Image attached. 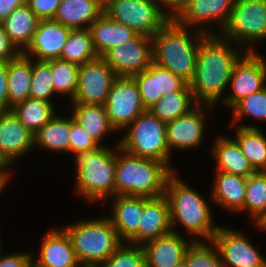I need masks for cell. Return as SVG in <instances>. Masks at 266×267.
<instances>
[{
  "mask_svg": "<svg viewBox=\"0 0 266 267\" xmlns=\"http://www.w3.org/2000/svg\"><path fill=\"white\" fill-rule=\"evenodd\" d=\"M244 52L220 34H207L200 41L195 73L189 82L197 104L214 107L223 100L234 63Z\"/></svg>",
  "mask_w": 266,
  "mask_h": 267,
  "instance_id": "obj_1",
  "label": "cell"
},
{
  "mask_svg": "<svg viewBox=\"0 0 266 267\" xmlns=\"http://www.w3.org/2000/svg\"><path fill=\"white\" fill-rule=\"evenodd\" d=\"M169 20L153 37V62L185 82L193 79L200 41L207 35Z\"/></svg>",
  "mask_w": 266,
  "mask_h": 267,
  "instance_id": "obj_2",
  "label": "cell"
},
{
  "mask_svg": "<svg viewBox=\"0 0 266 267\" xmlns=\"http://www.w3.org/2000/svg\"><path fill=\"white\" fill-rule=\"evenodd\" d=\"M115 195L156 198L164 195L174 172L166 163L131 155L115 145Z\"/></svg>",
  "mask_w": 266,
  "mask_h": 267,
  "instance_id": "obj_3",
  "label": "cell"
},
{
  "mask_svg": "<svg viewBox=\"0 0 266 267\" xmlns=\"http://www.w3.org/2000/svg\"><path fill=\"white\" fill-rule=\"evenodd\" d=\"M176 172L169 176L164 191L169 203L172 231L176 230L177 223L182 224L190 236L193 235V241H202L201 238L211 241L219 226L212 221L213 214L207 198L204 199L198 191L178 178Z\"/></svg>",
  "mask_w": 266,
  "mask_h": 267,
  "instance_id": "obj_4",
  "label": "cell"
},
{
  "mask_svg": "<svg viewBox=\"0 0 266 267\" xmlns=\"http://www.w3.org/2000/svg\"><path fill=\"white\" fill-rule=\"evenodd\" d=\"M61 228L69 236L82 267H98L124 243L109 216L78 221Z\"/></svg>",
  "mask_w": 266,
  "mask_h": 267,
  "instance_id": "obj_5",
  "label": "cell"
},
{
  "mask_svg": "<svg viewBox=\"0 0 266 267\" xmlns=\"http://www.w3.org/2000/svg\"><path fill=\"white\" fill-rule=\"evenodd\" d=\"M113 149L101 146L96 150L74 153L75 191L86 202H102L115 196V147Z\"/></svg>",
  "mask_w": 266,
  "mask_h": 267,
  "instance_id": "obj_6",
  "label": "cell"
},
{
  "mask_svg": "<svg viewBox=\"0 0 266 267\" xmlns=\"http://www.w3.org/2000/svg\"><path fill=\"white\" fill-rule=\"evenodd\" d=\"M126 128L125 135L119 140L120 148L134 156L164 162L173 171H177L169 162L172 157L169 153L165 122L145 110Z\"/></svg>",
  "mask_w": 266,
  "mask_h": 267,
  "instance_id": "obj_7",
  "label": "cell"
},
{
  "mask_svg": "<svg viewBox=\"0 0 266 267\" xmlns=\"http://www.w3.org/2000/svg\"><path fill=\"white\" fill-rule=\"evenodd\" d=\"M220 35L252 52L266 39V0H234L231 16Z\"/></svg>",
  "mask_w": 266,
  "mask_h": 267,
  "instance_id": "obj_8",
  "label": "cell"
},
{
  "mask_svg": "<svg viewBox=\"0 0 266 267\" xmlns=\"http://www.w3.org/2000/svg\"><path fill=\"white\" fill-rule=\"evenodd\" d=\"M103 13L136 34L153 37L170 19L154 0H104Z\"/></svg>",
  "mask_w": 266,
  "mask_h": 267,
  "instance_id": "obj_9",
  "label": "cell"
},
{
  "mask_svg": "<svg viewBox=\"0 0 266 267\" xmlns=\"http://www.w3.org/2000/svg\"><path fill=\"white\" fill-rule=\"evenodd\" d=\"M229 85L232 93L223 94L222 103L231 108L248 95L261 91L266 87L265 58L257 51H245L234 63Z\"/></svg>",
  "mask_w": 266,
  "mask_h": 267,
  "instance_id": "obj_10",
  "label": "cell"
},
{
  "mask_svg": "<svg viewBox=\"0 0 266 267\" xmlns=\"http://www.w3.org/2000/svg\"><path fill=\"white\" fill-rule=\"evenodd\" d=\"M111 125L120 132L146 109L133 77L117 76L104 104Z\"/></svg>",
  "mask_w": 266,
  "mask_h": 267,
  "instance_id": "obj_11",
  "label": "cell"
},
{
  "mask_svg": "<svg viewBox=\"0 0 266 267\" xmlns=\"http://www.w3.org/2000/svg\"><path fill=\"white\" fill-rule=\"evenodd\" d=\"M116 77L103 57L80 65L77 91L71 103L104 105Z\"/></svg>",
  "mask_w": 266,
  "mask_h": 267,
  "instance_id": "obj_12",
  "label": "cell"
},
{
  "mask_svg": "<svg viewBox=\"0 0 266 267\" xmlns=\"http://www.w3.org/2000/svg\"><path fill=\"white\" fill-rule=\"evenodd\" d=\"M103 58L116 76L132 77L152 64V37L136 34L124 45L109 50Z\"/></svg>",
  "mask_w": 266,
  "mask_h": 267,
  "instance_id": "obj_13",
  "label": "cell"
},
{
  "mask_svg": "<svg viewBox=\"0 0 266 267\" xmlns=\"http://www.w3.org/2000/svg\"><path fill=\"white\" fill-rule=\"evenodd\" d=\"M212 242L219 251L224 267H266V259L240 231L220 226Z\"/></svg>",
  "mask_w": 266,
  "mask_h": 267,
  "instance_id": "obj_14",
  "label": "cell"
},
{
  "mask_svg": "<svg viewBox=\"0 0 266 267\" xmlns=\"http://www.w3.org/2000/svg\"><path fill=\"white\" fill-rule=\"evenodd\" d=\"M233 4L234 0H188L186 6L173 20L181 26L191 29L193 27V30L205 34H220L229 21ZM216 21L219 24L217 27L219 30L216 29V32H212L207 24L205 26V23Z\"/></svg>",
  "mask_w": 266,
  "mask_h": 267,
  "instance_id": "obj_15",
  "label": "cell"
},
{
  "mask_svg": "<svg viewBox=\"0 0 266 267\" xmlns=\"http://www.w3.org/2000/svg\"><path fill=\"white\" fill-rule=\"evenodd\" d=\"M212 107L206 104H197L188 113L166 123L170 155L172 149H197L198 146L202 145L201 143L204 142V132L206 131L205 119L207 117L205 115L212 112Z\"/></svg>",
  "mask_w": 266,
  "mask_h": 267,
  "instance_id": "obj_16",
  "label": "cell"
},
{
  "mask_svg": "<svg viewBox=\"0 0 266 267\" xmlns=\"http://www.w3.org/2000/svg\"><path fill=\"white\" fill-rule=\"evenodd\" d=\"M71 30L54 19L40 20L32 41L23 54L40 61L59 59Z\"/></svg>",
  "mask_w": 266,
  "mask_h": 267,
  "instance_id": "obj_17",
  "label": "cell"
},
{
  "mask_svg": "<svg viewBox=\"0 0 266 267\" xmlns=\"http://www.w3.org/2000/svg\"><path fill=\"white\" fill-rule=\"evenodd\" d=\"M109 217L123 242L139 245V224L143 210V197L115 195L112 197Z\"/></svg>",
  "mask_w": 266,
  "mask_h": 267,
  "instance_id": "obj_18",
  "label": "cell"
},
{
  "mask_svg": "<svg viewBox=\"0 0 266 267\" xmlns=\"http://www.w3.org/2000/svg\"><path fill=\"white\" fill-rule=\"evenodd\" d=\"M178 233L176 230L171 231L141 245L145 256V267H175L184 260L193 239L187 242L183 235Z\"/></svg>",
  "mask_w": 266,
  "mask_h": 267,
  "instance_id": "obj_19",
  "label": "cell"
},
{
  "mask_svg": "<svg viewBox=\"0 0 266 267\" xmlns=\"http://www.w3.org/2000/svg\"><path fill=\"white\" fill-rule=\"evenodd\" d=\"M34 148V134L17 118L13 111L0 112V151L12 163Z\"/></svg>",
  "mask_w": 266,
  "mask_h": 267,
  "instance_id": "obj_20",
  "label": "cell"
},
{
  "mask_svg": "<svg viewBox=\"0 0 266 267\" xmlns=\"http://www.w3.org/2000/svg\"><path fill=\"white\" fill-rule=\"evenodd\" d=\"M50 230L41 241L39 256L33 257V266L82 267L67 233L61 227Z\"/></svg>",
  "mask_w": 266,
  "mask_h": 267,
  "instance_id": "obj_21",
  "label": "cell"
},
{
  "mask_svg": "<svg viewBox=\"0 0 266 267\" xmlns=\"http://www.w3.org/2000/svg\"><path fill=\"white\" fill-rule=\"evenodd\" d=\"M172 231L169 203L163 195L143 197V210L139 224V245Z\"/></svg>",
  "mask_w": 266,
  "mask_h": 267,
  "instance_id": "obj_22",
  "label": "cell"
},
{
  "mask_svg": "<svg viewBox=\"0 0 266 267\" xmlns=\"http://www.w3.org/2000/svg\"><path fill=\"white\" fill-rule=\"evenodd\" d=\"M103 7L104 0H61L54 20L72 30L89 29Z\"/></svg>",
  "mask_w": 266,
  "mask_h": 267,
  "instance_id": "obj_23",
  "label": "cell"
},
{
  "mask_svg": "<svg viewBox=\"0 0 266 267\" xmlns=\"http://www.w3.org/2000/svg\"><path fill=\"white\" fill-rule=\"evenodd\" d=\"M214 172L211 201L229 212L238 213L244 207L247 178L217 170Z\"/></svg>",
  "mask_w": 266,
  "mask_h": 267,
  "instance_id": "obj_24",
  "label": "cell"
},
{
  "mask_svg": "<svg viewBox=\"0 0 266 267\" xmlns=\"http://www.w3.org/2000/svg\"><path fill=\"white\" fill-rule=\"evenodd\" d=\"M211 153L216 162V170L229 174L249 177L256 171L243 155L235 139L219 136L213 144Z\"/></svg>",
  "mask_w": 266,
  "mask_h": 267,
  "instance_id": "obj_25",
  "label": "cell"
},
{
  "mask_svg": "<svg viewBox=\"0 0 266 267\" xmlns=\"http://www.w3.org/2000/svg\"><path fill=\"white\" fill-rule=\"evenodd\" d=\"M89 29L98 57H103L117 45H124L136 35L132 29L109 19L104 13L91 24Z\"/></svg>",
  "mask_w": 266,
  "mask_h": 267,
  "instance_id": "obj_26",
  "label": "cell"
},
{
  "mask_svg": "<svg viewBox=\"0 0 266 267\" xmlns=\"http://www.w3.org/2000/svg\"><path fill=\"white\" fill-rule=\"evenodd\" d=\"M40 19L27 4L17 7L1 24L12 43L23 53L32 41Z\"/></svg>",
  "mask_w": 266,
  "mask_h": 267,
  "instance_id": "obj_27",
  "label": "cell"
},
{
  "mask_svg": "<svg viewBox=\"0 0 266 267\" xmlns=\"http://www.w3.org/2000/svg\"><path fill=\"white\" fill-rule=\"evenodd\" d=\"M7 90L9 110L30 96L32 80V58L21 53L16 59L7 62Z\"/></svg>",
  "mask_w": 266,
  "mask_h": 267,
  "instance_id": "obj_28",
  "label": "cell"
},
{
  "mask_svg": "<svg viewBox=\"0 0 266 267\" xmlns=\"http://www.w3.org/2000/svg\"><path fill=\"white\" fill-rule=\"evenodd\" d=\"M72 105L71 115L74 120L101 146L103 144L100 142L105 139V135L117 132L109 121L104 105L84 103H72Z\"/></svg>",
  "mask_w": 266,
  "mask_h": 267,
  "instance_id": "obj_29",
  "label": "cell"
},
{
  "mask_svg": "<svg viewBox=\"0 0 266 267\" xmlns=\"http://www.w3.org/2000/svg\"><path fill=\"white\" fill-rule=\"evenodd\" d=\"M240 125L235 127L234 139L241 152L256 172L266 171V136L264 132L253 124L241 123Z\"/></svg>",
  "mask_w": 266,
  "mask_h": 267,
  "instance_id": "obj_30",
  "label": "cell"
},
{
  "mask_svg": "<svg viewBox=\"0 0 266 267\" xmlns=\"http://www.w3.org/2000/svg\"><path fill=\"white\" fill-rule=\"evenodd\" d=\"M70 114H56L34 134V147L51 150V152L68 153L70 144Z\"/></svg>",
  "mask_w": 266,
  "mask_h": 267,
  "instance_id": "obj_31",
  "label": "cell"
},
{
  "mask_svg": "<svg viewBox=\"0 0 266 267\" xmlns=\"http://www.w3.org/2000/svg\"><path fill=\"white\" fill-rule=\"evenodd\" d=\"M54 104L29 97L11 107V110L23 125L35 134L57 113Z\"/></svg>",
  "mask_w": 266,
  "mask_h": 267,
  "instance_id": "obj_32",
  "label": "cell"
},
{
  "mask_svg": "<svg viewBox=\"0 0 266 267\" xmlns=\"http://www.w3.org/2000/svg\"><path fill=\"white\" fill-rule=\"evenodd\" d=\"M196 105L191 90H178L163 95L148 110L161 121L167 123L188 113Z\"/></svg>",
  "mask_w": 266,
  "mask_h": 267,
  "instance_id": "obj_33",
  "label": "cell"
},
{
  "mask_svg": "<svg viewBox=\"0 0 266 267\" xmlns=\"http://www.w3.org/2000/svg\"><path fill=\"white\" fill-rule=\"evenodd\" d=\"M98 57L90 29L71 30L59 59L82 65Z\"/></svg>",
  "mask_w": 266,
  "mask_h": 267,
  "instance_id": "obj_34",
  "label": "cell"
},
{
  "mask_svg": "<svg viewBox=\"0 0 266 267\" xmlns=\"http://www.w3.org/2000/svg\"><path fill=\"white\" fill-rule=\"evenodd\" d=\"M80 65L61 59L51 60L52 84L55 93L65 95L73 101L78 86Z\"/></svg>",
  "mask_w": 266,
  "mask_h": 267,
  "instance_id": "obj_35",
  "label": "cell"
},
{
  "mask_svg": "<svg viewBox=\"0 0 266 267\" xmlns=\"http://www.w3.org/2000/svg\"><path fill=\"white\" fill-rule=\"evenodd\" d=\"M249 213L256 220L266 211V171H258L247 177L244 207L239 211Z\"/></svg>",
  "mask_w": 266,
  "mask_h": 267,
  "instance_id": "obj_36",
  "label": "cell"
},
{
  "mask_svg": "<svg viewBox=\"0 0 266 267\" xmlns=\"http://www.w3.org/2000/svg\"><path fill=\"white\" fill-rule=\"evenodd\" d=\"M34 61L32 59V80L29 97L54 103L51 98L55 95L52 84L51 60Z\"/></svg>",
  "mask_w": 266,
  "mask_h": 267,
  "instance_id": "obj_37",
  "label": "cell"
},
{
  "mask_svg": "<svg viewBox=\"0 0 266 267\" xmlns=\"http://www.w3.org/2000/svg\"><path fill=\"white\" fill-rule=\"evenodd\" d=\"M184 259L187 267H224L219 251L212 240L193 241Z\"/></svg>",
  "mask_w": 266,
  "mask_h": 267,
  "instance_id": "obj_38",
  "label": "cell"
},
{
  "mask_svg": "<svg viewBox=\"0 0 266 267\" xmlns=\"http://www.w3.org/2000/svg\"><path fill=\"white\" fill-rule=\"evenodd\" d=\"M233 121L230 126L236 125L244 116H252L255 120H265L266 122V87L261 91L250 94L240 100L233 108Z\"/></svg>",
  "mask_w": 266,
  "mask_h": 267,
  "instance_id": "obj_39",
  "label": "cell"
},
{
  "mask_svg": "<svg viewBox=\"0 0 266 267\" xmlns=\"http://www.w3.org/2000/svg\"><path fill=\"white\" fill-rule=\"evenodd\" d=\"M98 267H145V256L141 245L124 242Z\"/></svg>",
  "mask_w": 266,
  "mask_h": 267,
  "instance_id": "obj_40",
  "label": "cell"
},
{
  "mask_svg": "<svg viewBox=\"0 0 266 267\" xmlns=\"http://www.w3.org/2000/svg\"><path fill=\"white\" fill-rule=\"evenodd\" d=\"M137 83L143 106L148 110L162 96H157L156 86V63L152 64L140 73L132 76Z\"/></svg>",
  "mask_w": 266,
  "mask_h": 267,
  "instance_id": "obj_41",
  "label": "cell"
},
{
  "mask_svg": "<svg viewBox=\"0 0 266 267\" xmlns=\"http://www.w3.org/2000/svg\"><path fill=\"white\" fill-rule=\"evenodd\" d=\"M69 138V152L71 153L96 150L101 147V145L91 137L77 121L74 120L71 114Z\"/></svg>",
  "mask_w": 266,
  "mask_h": 267,
  "instance_id": "obj_42",
  "label": "cell"
},
{
  "mask_svg": "<svg viewBox=\"0 0 266 267\" xmlns=\"http://www.w3.org/2000/svg\"><path fill=\"white\" fill-rule=\"evenodd\" d=\"M157 96L170 94L178 90H191L181 77L156 64Z\"/></svg>",
  "mask_w": 266,
  "mask_h": 267,
  "instance_id": "obj_43",
  "label": "cell"
},
{
  "mask_svg": "<svg viewBox=\"0 0 266 267\" xmlns=\"http://www.w3.org/2000/svg\"><path fill=\"white\" fill-rule=\"evenodd\" d=\"M61 0H26L29 9L40 19H54Z\"/></svg>",
  "mask_w": 266,
  "mask_h": 267,
  "instance_id": "obj_44",
  "label": "cell"
},
{
  "mask_svg": "<svg viewBox=\"0 0 266 267\" xmlns=\"http://www.w3.org/2000/svg\"><path fill=\"white\" fill-rule=\"evenodd\" d=\"M0 267H33V256L29 252L13 253L4 256L1 250Z\"/></svg>",
  "mask_w": 266,
  "mask_h": 267,
  "instance_id": "obj_45",
  "label": "cell"
},
{
  "mask_svg": "<svg viewBox=\"0 0 266 267\" xmlns=\"http://www.w3.org/2000/svg\"><path fill=\"white\" fill-rule=\"evenodd\" d=\"M20 54L21 52L12 43L0 23V62H9L16 59Z\"/></svg>",
  "mask_w": 266,
  "mask_h": 267,
  "instance_id": "obj_46",
  "label": "cell"
},
{
  "mask_svg": "<svg viewBox=\"0 0 266 267\" xmlns=\"http://www.w3.org/2000/svg\"><path fill=\"white\" fill-rule=\"evenodd\" d=\"M160 7V9L173 20L186 6L188 0H154ZM161 4V5H160ZM162 6L165 7L162 8ZM164 9V10H163Z\"/></svg>",
  "mask_w": 266,
  "mask_h": 267,
  "instance_id": "obj_47",
  "label": "cell"
},
{
  "mask_svg": "<svg viewBox=\"0 0 266 267\" xmlns=\"http://www.w3.org/2000/svg\"><path fill=\"white\" fill-rule=\"evenodd\" d=\"M7 62H0V112L9 110Z\"/></svg>",
  "mask_w": 266,
  "mask_h": 267,
  "instance_id": "obj_48",
  "label": "cell"
},
{
  "mask_svg": "<svg viewBox=\"0 0 266 267\" xmlns=\"http://www.w3.org/2000/svg\"><path fill=\"white\" fill-rule=\"evenodd\" d=\"M26 4V0H0V23L19 6Z\"/></svg>",
  "mask_w": 266,
  "mask_h": 267,
  "instance_id": "obj_49",
  "label": "cell"
},
{
  "mask_svg": "<svg viewBox=\"0 0 266 267\" xmlns=\"http://www.w3.org/2000/svg\"><path fill=\"white\" fill-rule=\"evenodd\" d=\"M12 166V163L8 160V158L0 151V179H2L6 184L9 183V179L11 177V173L9 171V167Z\"/></svg>",
  "mask_w": 266,
  "mask_h": 267,
  "instance_id": "obj_50",
  "label": "cell"
},
{
  "mask_svg": "<svg viewBox=\"0 0 266 267\" xmlns=\"http://www.w3.org/2000/svg\"><path fill=\"white\" fill-rule=\"evenodd\" d=\"M254 226L257 227L258 230L266 231V211L263 212L256 220L253 221Z\"/></svg>",
  "mask_w": 266,
  "mask_h": 267,
  "instance_id": "obj_51",
  "label": "cell"
},
{
  "mask_svg": "<svg viewBox=\"0 0 266 267\" xmlns=\"http://www.w3.org/2000/svg\"><path fill=\"white\" fill-rule=\"evenodd\" d=\"M6 185L7 184L2 179H0V193H1V191L3 192V189H5Z\"/></svg>",
  "mask_w": 266,
  "mask_h": 267,
  "instance_id": "obj_52",
  "label": "cell"
},
{
  "mask_svg": "<svg viewBox=\"0 0 266 267\" xmlns=\"http://www.w3.org/2000/svg\"><path fill=\"white\" fill-rule=\"evenodd\" d=\"M175 267H187L186 260H182L180 263H178Z\"/></svg>",
  "mask_w": 266,
  "mask_h": 267,
  "instance_id": "obj_53",
  "label": "cell"
},
{
  "mask_svg": "<svg viewBox=\"0 0 266 267\" xmlns=\"http://www.w3.org/2000/svg\"><path fill=\"white\" fill-rule=\"evenodd\" d=\"M0 242H2L1 237H0ZM1 247H2V246H1V243H0V251H1Z\"/></svg>",
  "mask_w": 266,
  "mask_h": 267,
  "instance_id": "obj_54",
  "label": "cell"
}]
</instances>
